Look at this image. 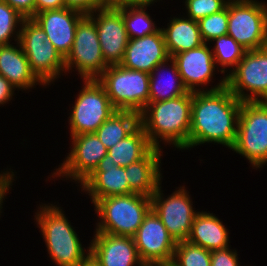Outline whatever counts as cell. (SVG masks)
I'll return each mask as SVG.
<instances>
[{
    "instance_id": "obj_20",
    "label": "cell",
    "mask_w": 267,
    "mask_h": 266,
    "mask_svg": "<svg viewBox=\"0 0 267 266\" xmlns=\"http://www.w3.org/2000/svg\"><path fill=\"white\" fill-rule=\"evenodd\" d=\"M81 185V188L91 196L93 204L109 196L133 193L129 188L125 167L115 165V162L109 159L108 153Z\"/></svg>"
},
{
    "instance_id": "obj_39",
    "label": "cell",
    "mask_w": 267,
    "mask_h": 266,
    "mask_svg": "<svg viewBox=\"0 0 267 266\" xmlns=\"http://www.w3.org/2000/svg\"><path fill=\"white\" fill-rule=\"evenodd\" d=\"M65 8L64 0H35V15L42 11Z\"/></svg>"
},
{
    "instance_id": "obj_24",
    "label": "cell",
    "mask_w": 267,
    "mask_h": 266,
    "mask_svg": "<svg viewBox=\"0 0 267 266\" xmlns=\"http://www.w3.org/2000/svg\"><path fill=\"white\" fill-rule=\"evenodd\" d=\"M167 26L161 30L170 57L197 48L204 43L196 20L184 16L182 18L173 17Z\"/></svg>"
},
{
    "instance_id": "obj_28",
    "label": "cell",
    "mask_w": 267,
    "mask_h": 266,
    "mask_svg": "<svg viewBox=\"0 0 267 266\" xmlns=\"http://www.w3.org/2000/svg\"><path fill=\"white\" fill-rule=\"evenodd\" d=\"M215 41L214 48L211 49L214 60L217 65H221L222 67L221 74H225L226 67H232L231 71L238 65L239 61L243 58L245 52L240 44H238L232 37L228 34L217 37L213 39L211 42Z\"/></svg>"
},
{
    "instance_id": "obj_33",
    "label": "cell",
    "mask_w": 267,
    "mask_h": 266,
    "mask_svg": "<svg viewBox=\"0 0 267 266\" xmlns=\"http://www.w3.org/2000/svg\"><path fill=\"white\" fill-rule=\"evenodd\" d=\"M230 0H185L188 18L200 20L223 10Z\"/></svg>"
},
{
    "instance_id": "obj_1",
    "label": "cell",
    "mask_w": 267,
    "mask_h": 266,
    "mask_svg": "<svg viewBox=\"0 0 267 266\" xmlns=\"http://www.w3.org/2000/svg\"><path fill=\"white\" fill-rule=\"evenodd\" d=\"M241 105L242 101L226 86L192 92L189 149L212 142L231 149L236 140Z\"/></svg>"
},
{
    "instance_id": "obj_8",
    "label": "cell",
    "mask_w": 267,
    "mask_h": 266,
    "mask_svg": "<svg viewBox=\"0 0 267 266\" xmlns=\"http://www.w3.org/2000/svg\"><path fill=\"white\" fill-rule=\"evenodd\" d=\"M227 34L247 51L267 47V4L230 0Z\"/></svg>"
},
{
    "instance_id": "obj_17",
    "label": "cell",
    "mask_w": 267,
    "mask_h": 266,
    "mask_svg": "<svg viewBox=\"0 0 267 266\" xmlns=\"http://www.w3.org/2000/svg\"><path fill=\"white\" fill-rule=\"evenodd\" d=\"M85 15L65 7L42 11L32 19L45 31L47 38L65 59L72 49L77 25Z\"/></svg>"
},
{
    "instance_id": "obj_27",
    "label": "cell",
    "mask_w": 267,
    "mask_h": 266,
    "mask_svg": "<svg viewBox=\"0 0 267 266\" xmlns=\"http://www.w3.org/2000/svg\"><path fill=\"white\" fill-rule=\"evenodd\" d=\"M139 114L132 111H116L96 131L107 149L125 139L139 126Z\"/></svg>"
},
{
    "instance_id": "obj_40",
    "label": "cell",
    "mask_w": 267,
    "mask_h": 266,
    "mask_svg": "<svg viewBox=\"0 0 267 266\" xmlns=\"http://www.w3.org/2000/svg\"><path fill=\"white\" fill-rule=\"evenodd\" d=\"M157 0H112L109 4L125 8V7H148Z\"/></svg>"
},
{
    "instance_id": "obj_16",
    "label": "cell",
    "mask_w": 267,
    "mask_h": 266,
    "mask_svg": "<svg viewBox=\"0 0 267 266\" xmlns=\"http://www.w3.org/2000/svg\"><path fill=\"white\" fill-rule=\"evenodd\" d=\"M171 58L175 61L182 82L189 92L214 91L226 86V76H224L218 85L209 88V90H204V88L199 90L197 88L212 81L213 72L217 67L208 43L175 54Z\"/></svg>"
},
{
    "instance_id": "obj_31",
    "label": "cell",
    "mask_w": 267,
    "mask_h": 266,
    "mask_svg": "<svg viewBox=\"0 0 267 266\" xmlns=\"http://www.w3.org/2000/svg\"><path fill=\"white\" fill-rule=\"evenodd\" d=\"M24 19L25 17L13 9L6 1L0 0V46L10 44L12 36L15 41H19L21 29L16 30V28L17 26L21 27Z\"/></svg>"
},
{
    "instance_id": "obj_9",
    "label": "cell",
    "mask_w": 267,
    "mask_h": 266,
    "mask_svg": "<svg viewBox=\"0 0 267 266\" xmlns=\"http://www.w3.org/2000/svg\"><path fill=\"white\" fill-rule=\"evenodd\" d=\"M68 117L70 136L95 133L117 110L97 79L84 80Z\"/></svg>"
},
{
    "instance_id": "obj_13",
    "label": "cell",
    "mask_w": 267,
    "mask_h": 266,
    "mask_svg": "<svg viewBox=\"0 0 267 266\" xmlns=\"http://www.w3.org/2000/svg\"><path fill=\"white\" fill-rule=\"evenodd\" d=\"M145 266L170 265L177 242L151 209L133 237Z\"/></svg>"
},
{
    "instance_id": "obj_22",
    "label": "cell",
    "mask_w": 267,
    "mask_h": 266,
    "mask_svg": "<svg viewBox=\"0 0 267 266\" xmlns=\"http://www.w3.org/2000/svg\"><path fill=\"white\" fill-rule=\"evenodd\" d=\"M0 46V75L4 76L15 90H28L37 84L44 85L31 71L20 43ZM36 84V85H35Z\"/></svg>"
},
{
    "instance_id": "obj_6",
    "label": "cell",
    "mask_w": 267,
    "mask_h": 266,
    "mask_svg": "<svg viewBox=\"0 0 267 266\" xmlns=\"http://www.w3.org/2000/svg\"><path fill=\"white\" fill-rule=\"evenodd\" d=\"M246 157L253 167L267 163V101L242 102L236 140L230 149Z\"/></svg>"
},
{
    "instance_id": "obj_4",
    "label": "cell",
    "mask_w": 267,
    "mask_h": 266,
    "mask_svg": "<svg viewBox=\"0 0 267 266\" xmlns=\"http://www.w3.org/2000/svg\"><path fill=\"white\" fill-rule=\"evenodd\" d=\"M94 208L100 220L95 232L134 237L152 204L151 197L132 193L99 199Z\"/></svg>"
},
{
    "instance_id": "obj_25",
    "label": "cell",
    "mask_w": 267,
    "mask_h": 266,
    "mask_svg": "<svg viewBox=\"0 0 267 266\" xmlns=\"http://www.w3.org/2000/svg\"><path fill=\"white\" fill-rule=\"evenodd\" d=\"M168 62L172 63L171 66ZM169 65V68L167 65ZM171 69V71H166L164 73L172 74V78L163 79L161 76L164 70ZM162 75H161V73ZM165 75V74H164ZM164 77V76H162ZM189 91L184 86L181 76L178 72L177 65L175 61L170 58L169 60L158 64L153 71L150 73V83H149V102H160L169 99L177 98L181 95L187 94Z\"/></svg>"
},
{
    "instance_id": "obj_29",
    "label": "cell",
    "mask_w": 267,
    "mask_h": 266,
    "mask_svg": "<svg viewBox=\"0 0 267 266\" xmlns=\"http://www.w3.org/2000/svg\"><path fill=\"white\" fill-rule=\"evenodd\" d=\"M146 9L147 7L122 8V16L129 39L144 37L160 29L155 26L156 24L147 11L145 12Z\"/></svg>"
},
{
    "instance_id": "obj_11",
    "label": "cell",
    "mask_w": 267,
    "mask_h": 266,
    "mask_svg": "<svg viewBox=\"0 0 267 266\" xmlns=\"http://www.w3.org/2000/svg\"><path fill=\"white\" fill-rule=\"evenodd\" d=\"M75 67L83 80L97 79L108 67L98 40L94 20L86 14L78 23L70 53L65 58V70Z\"/></svg>"
},
{
    "instance_id": "obj_36",
    "label": "cell",
    "mask_w": 267,
    "mask_h": 266,
    "mask_svg": "<svg viewBox=\"0 0 267 266\" xmlns=\"http://www.w3.org/2000/svg\"><path fill=\"white\" fill-rule=\"evenodd\" d=\"M25 18L35 15V0H4Z\"/></svg>"
},
{
    "instance_id": "obj_12",
    "label": "cell",
    "mask_w": 267,
    "mask_h": 266,
    "mask_svg": "<svg viewBox=\"0 0 267 266\" xmlns=\"http://www.w3.org/2000/svg\"><path fill=\"white\" fill-rule=\"evenodd\" d=\"M163 195L160 184L151 196L152 209L176 242L186 241L195 216L198 214L193 209L189 192L183 186L166 199Z\"/></svg>"
},
{
    "instance_id": "obj_7",
    "label": "cell",
    "mask_w": 267,
    "mask_h": 266,
    "mask_svg": "<svg viewBox=\"0 0 267 266\" xmlns=\"http://www.w3.org/2000/svg\"><path fill=\"white\" fill-rule=\"evenodd\" d=\"M20 29L18 42L27 57L31 71L44 86L51 84L63 71L66 72L65 59L32 18H25Z\"/></svg>"
},
{
    "instance_id": "obj_41",
    "label": "cell",
    "mask_w": 267,
    "mask_h": 266,
    "mask_svg": "<svg viewBox=\"0 0 267 266\" xmlns=\"http://www.w3.org/2000/svg\"><path fill=\"white\" fill-rule=\"evenodd\" d=\"M77 266H101L94 256L89 253Z\"/></svg>"
},
{
    "instance_id": "obj_18",
    "label": "cell",
    "mask_w": 267,
    "mask_h": 266,
    "mask_svg": "<svg viewBox=\"0 0 267 266\" xmlns=\"http://www.w3.org/2000/svg\"><path fill=\"white\" fill-rule=\"evenodd\" d=\"M170 58L160 28L150 35L129 39L120 65L150 74L158 64Z\"/></svg>"
},
{
    "instance_id": "obj_32",
    "label": "cell",
    "mask_w": 267,
    "mask_h": 266,
    "mask_svg": "<svg viewBox=\"0 0 267 266\" xmlns=\"http://www.w3.org/2000/svg\"><path fill=\"white\" fill-rule=\"evenodd\" d=\"M200 35L204 43H209L213 39L227 35L228 31V3L227 6L207 17L201 18L197 21Z\"/></svg>"
},
{
    "instance_id": "obj_5",
    "label": "cell",
    "mask_w": 267,
    "mask_h": 266,
    "mask_svg": "<svg viewBox=\"0 0 267 266\" xmlns=\"http://www.w3.org/2000/svg\"><path fill=\"white\" fill-rule=\"evenodd\" d=\"M117 111L140 114L149 103L150 74L110 65L97 78Z\"/></svg>"
},
{
    "instance_id": "obj_38",
    "label": "cell",
    "mask_w": 267,
    "mask_h": 266,
    "mask_svg": "<svg viewBox=\"0 0 267 266\" xmlns=\"http://www.w3.org/2000/svg\"><path fill=\"white\" fill-rule=\"evenodd\" d=\"M15 87L2 75H0V105L13 99Z\"/></svg>"
},
{
    "instance_id": "obj_14",
    "label": "cell",
    "mask_w": 267,
    "mask_h": 266,
    "mask_svg": "<svg viewBox=\"0 0 267 266\" xmlns=\"http://www.w3.org/2000/svg\"><path fill=\"white\" fill-rule=\"evenodd\" d=\"M72 150L61 166L53 172L52 177H63L82 183L99 165L106 156L108 149L99 140L96 133L71 136Z\"/></svg>"
},
{
    "instance_id": "obj_34",
    "label": "cell",
    "mask_w": 267,
    "mask_h": 266,
    "mask_svg": "<svg viewBox=\"0 0 267 266\" xmlns=\"http://www.w3.org/2000/svg\"><path fill=\"white\" fill-rule=\"evenodd\" d=\"M237 255V251H232L229 246L212 251L210 266H240Z\"/></svg>"
},
{
    "instance_id": "obj_2",
    "label": "cell",
    "mask_w": 267,
    "mask_h": 266,
    "mask_svg": "<svg viewBox=\"0 0 267 266\" xmlns=\"http://www.w3.org/2000/svg\"><path fill=\"white\" fill-rule=\"evenodd\" d=\"M192 92L174 99L149 102L139 114V124L154 148L159 142L185 150L189 148ZM159 138L161 139L159 141Z\"/></svg>"
},
{
    "instance_id": "obj_35",
    "label": "cell",
    "mask_w": 267,
    "mask_h": 266,
    "mask_svg": "<svg viewBox=\"0 0 267 266\" xmlns=\"http://www.w3.org/2000/svg\"><path fill=\"white\" fill-rule=\"evenodd\" d=\"M65 7L78 10L84 14L93 13L105 3L102 0H64Z\"/></svg>"
},
{
    "instance_id": "obj_37",
    "label": "cell",
    "mask_w": 267,
    "mask_h": 266,
    "mask_svg": "<svg viewBox=\"0 0 267 266\" xmlns=\"http://www.w3.org/2000/svg\"><path fill=\"white\" fill-rule=\"evenodd\" d=\"M5 172V173H4ZM0 174V213L1 209H2V203H3V199L6 197V194L9 193L8 190L11 188L10 186H12V180H14V172L13 171H4ZM7 192V193H6ZM1 215V214H0Z\"/></svg>"
},
{
    "instance_id": "obj_10",
    "label": "cell",
    "mask_w": 267,
    "mask_h": 266,
    "mask_svg": "<svg viewBox=\"0 0 267 266\" xmlns=\"http://www.w3.org/2000/svg\"><path fill=\"white\" fill-rule=\"evenodd\" d=\"M225 75L226 87L240 101H267V47L246 51Z\"/></svg>"
},
{
    "instance_id": "obj_15",
    "label": "cell",
    "mask_w": 267,
    "mask_h": 266,
    "mask_svg": "<svg viewBox=\"0 0 267 266\" xmlns=\"http://www.w3.org/2000/svg\"><path fill=\"white\" fill-rule=\"evenodd\" d=\"M94 12L88 15L94 20L97 28L98 40L101 44L105 63L108 66L120 65L129 40L122 16V8L104 4Z\"/></svg>"
},
{
    "instance_id": "obj_3",
    "label": "cell",
    "mask_w": 267,
    "mask_h": 266,
    "mask_svg": "<svg viewBox=\"0 0 267 266\" xmlns=\"http://www.w3.org/2000/svg\"><path fill=\"white\" fill-rule=\"evenodd\" d=\"M44 205L38 208L34 217L52 262L57 266H77L90 253V247L85 254L78 234L60 207Z\"/></svg>"
},
{
    "instance_id": "obj_19",
    "label": "cell",
    "mask_w": 267,
    "mask_h": 266,
    "mask_svg": "<svg viewBox=\"0 0 267 266\" xmlns=\"http://www.w3.org/2000/svg\"><path fill=\"white\" fill-rule=\"evenodd\" d=\"M90 243V253L101 266H145L133 237L96 232Z\"/></svg>"
},
{
    "instance_id": "obj_21",
    "label": "cell",
    "mask_w": 267,
    "mask_h": 266,
    "mask_svg": "<svg viewBox=\"0 0 267 266\" xmlns=\"http://www.w3.org/2000/svg\"><path fill=\"white\" fill-rule=\"evenodd\" d=\"M161 149L153 148L144 158L125 167L133 193L151 197L161 184Z\"/></svg>"
},
{
    "instance_id": "obj_26",
    "label": "cell",
    "mask_w": 267,
    "mask_h": 266,
    "mask_svg": "<svg viewBox=\"0 0 267 266\" xmlns=\"http://www.w3.org/2000/svg\"><path fill=\"white\" fill-rule=\"evenodd\" d=\"M154 147L139 125L125 139L108 149L109 159L120 167L129 166L144 158Z\"/></svg>"
},
{
    "instance_id": "obj_42",
    "label": "cell",
    "mask_w": 267,
    "mask_h": 266,
    "mask_svg": "<svg viewBox=\"0 0 267 266\" xmlns=\"http://www.w3.org/2000/svg\"><path fill=\"white\" fill-rule=\"evenodd\" d=\"M105 4H109L112 0H102Z\"/></svg>"
},
{
    "instance_id": "obj_23",
    "label": "cell",
    "mask_w": 267,
    "mask_h": 266,
    "mask_svg": "<svg viewBox=\"0 0 267 266\" xmlns=\"http://www.w3.org/2000/svg\"><path fill=\"white\" fill-rule=\"evenodd\" d=\"M187 241L212 252L229 246V231L215 214L199 211Z\"/></svg>"
},
{
    "instance_id": "obj_30",
    "label": "cell",
    "mask_w": 267,
    "mask_h": 266,
    "mask_svg": "<svg viewBox=\"0 0 267 266\" xmlns=\"http://www.w3.org/2000/svg\"><path fill=\"white\" fill-rule=\"evenodd\" d=\"M211 252L186 241L177 242L169 266H210Z\"/></svg>"
}]
</instances>
